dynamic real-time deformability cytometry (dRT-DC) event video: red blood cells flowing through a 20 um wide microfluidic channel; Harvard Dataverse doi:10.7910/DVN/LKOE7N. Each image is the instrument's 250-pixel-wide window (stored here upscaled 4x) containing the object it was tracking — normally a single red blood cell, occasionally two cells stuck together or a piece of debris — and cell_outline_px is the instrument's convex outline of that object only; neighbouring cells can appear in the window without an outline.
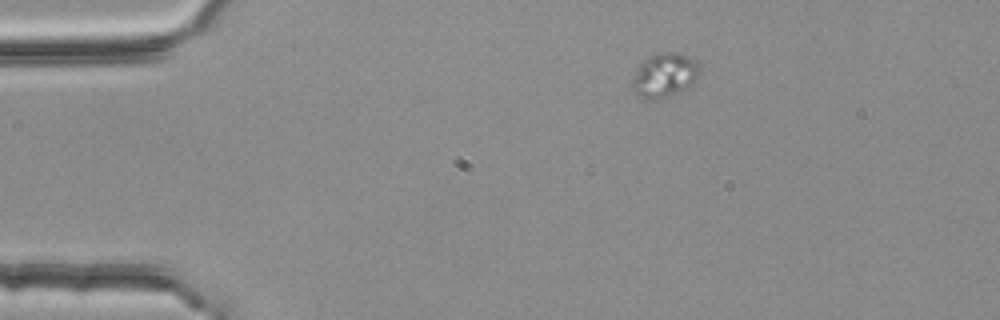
{"species": "common noctule bat (a hibernating species)", "species_latin": "Nyctalus noctula", "temperature_condition": "room temperature", "stored_images_in_passage": 47, "camera_frame_rate_fps": 3000, "um_per_image_px": 0.085, "animal": {"sex": "female", "body_mass_g": 25.1}, "frame": {"image": 1, "passage_image": 1, "time_ms": 0.0, "image_size_px": [1000, 320], "cell_outline_px": [[700, 72], [692, 84], [676, 92], [664, 96], [640, 96], [632, 88], [632, 80], [640, 64], [648, 56], [660, 52], [676, 52], [696, 60], [700, 64]], "centroid_in_image_um": [56.52, 6.31], "position_along_channel_um": 28.5, "area_um2": 16.59}}